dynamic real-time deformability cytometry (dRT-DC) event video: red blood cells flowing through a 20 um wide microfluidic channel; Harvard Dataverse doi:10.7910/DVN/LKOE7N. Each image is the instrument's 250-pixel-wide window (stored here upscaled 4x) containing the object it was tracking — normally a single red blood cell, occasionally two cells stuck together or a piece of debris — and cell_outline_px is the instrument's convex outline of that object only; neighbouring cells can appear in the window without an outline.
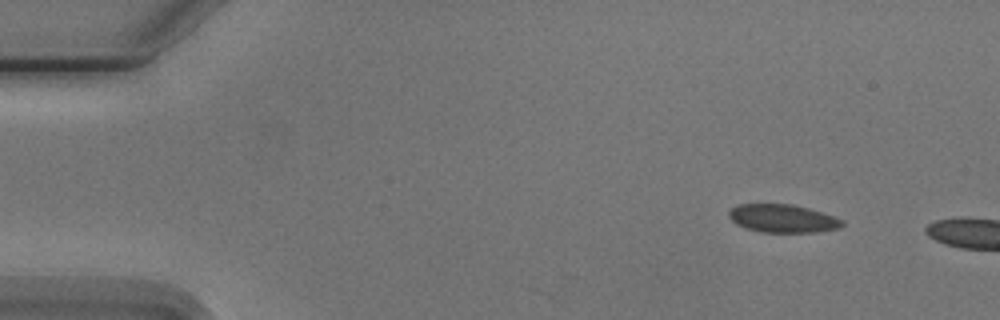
{"species": "Egyptian fruit bat (a non-hibernating species)", "species_latin": "Rousettus aegyptiacus", "temperature_condition": "cold", "stored_images_in_passage": 3, "camera_frame_rate_fps": 3000, "um_per_image_px": 0.085, "animal": {"sex": "male"}, "frame": {"image": 1, "passage_image": 1, "time_ms": 0.0, "image_size_px": [1000, 320], "cell_outline_px": [[844, 224], [836, 228], [816, 232], [764, 232], [744, 228], [736, 224], [728, 216], [728, 212], [732, 208], [740, 204], [792, 204], [808, 208], [836, 216], [844, 220]], "centroid_in_image_um": [66.53, 18.56], "position_along_channel_um": 18.5, "area_um2": 18.55}}